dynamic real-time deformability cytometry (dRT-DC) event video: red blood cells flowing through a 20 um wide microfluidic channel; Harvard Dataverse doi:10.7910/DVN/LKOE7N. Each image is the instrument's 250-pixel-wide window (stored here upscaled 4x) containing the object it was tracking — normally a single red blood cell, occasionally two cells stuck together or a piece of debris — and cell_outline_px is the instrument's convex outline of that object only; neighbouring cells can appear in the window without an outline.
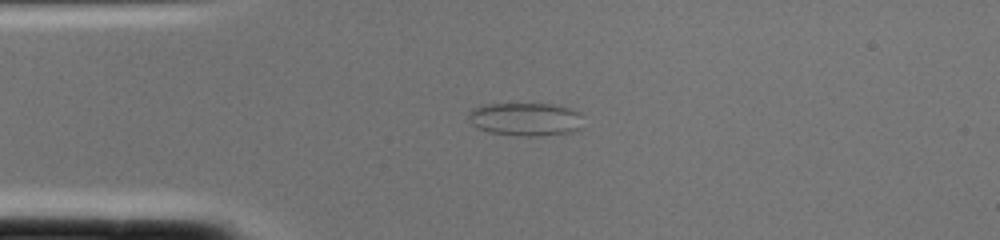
{"species": "common noctule bat (a hibernating species)", "species_latin": "Nyctalus noctula", "temperature_condition": "cold", "stored_images_in_passage": 1, "camera_frame_rate_fps": 3000, "um_per_image_px": 0.085, "animal": {"sex": "female", "body_mass_g": 22.0, "forearm_length_mm": 56.7}, "frame": {"image": 1, "passage_image": 1, "time_ms": 0.0, "image_size_px": [1000, 240], "cell_outline_px": [[580, 128], [572, 132], [540, 136], [524, 136], [488, 132], [472, 124], [468, 116], [468, 112], [472, 108], [488, 104], [552, 104], [568, 108], [580, 112]], "centroid_in_image_um": [44.65, 10.13], "position_along_channel_um": 40.3, "area_um2": 22.02}}